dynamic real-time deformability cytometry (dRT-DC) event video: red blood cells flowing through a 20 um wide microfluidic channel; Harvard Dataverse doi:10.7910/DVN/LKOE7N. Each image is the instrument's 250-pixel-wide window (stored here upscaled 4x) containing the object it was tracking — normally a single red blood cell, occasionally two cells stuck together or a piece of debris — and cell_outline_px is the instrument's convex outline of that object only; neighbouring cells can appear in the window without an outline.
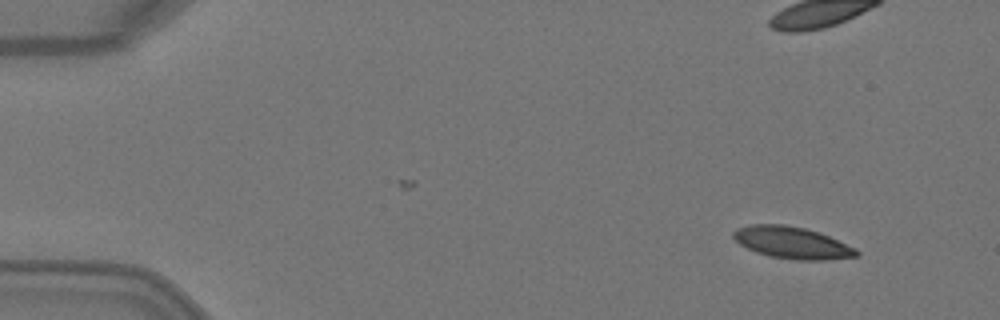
{"species": "Egyptian fruit bat (a non-hibernating species)", "species_latin": "Rousettus aegyptiacus", "temperature_condition": "warm", "stored_images_in_passage": 5, "camera_frame_rate_fps": 3000, "um_per_image_px": 0.085, "animal": {"sex": "female"}, "frame": {"image": 1, "passage_image": 1, "time_ms": 0.0, "image_size_px": [1000, 320], "cell_outline_px": [[860, 256], [824, 260], [796, 260], [768, 256], [756, 252], [740, 244], [732, 236], [732, 232], [736, 228], [752, 224], [784, 224], [804, 228], [828, 236], [856, 248], [860, 252]], "centroid_in_image_um": [67.32, 20.63], "position_along_channel_um": 17.7, "area_um2": 22.83}}